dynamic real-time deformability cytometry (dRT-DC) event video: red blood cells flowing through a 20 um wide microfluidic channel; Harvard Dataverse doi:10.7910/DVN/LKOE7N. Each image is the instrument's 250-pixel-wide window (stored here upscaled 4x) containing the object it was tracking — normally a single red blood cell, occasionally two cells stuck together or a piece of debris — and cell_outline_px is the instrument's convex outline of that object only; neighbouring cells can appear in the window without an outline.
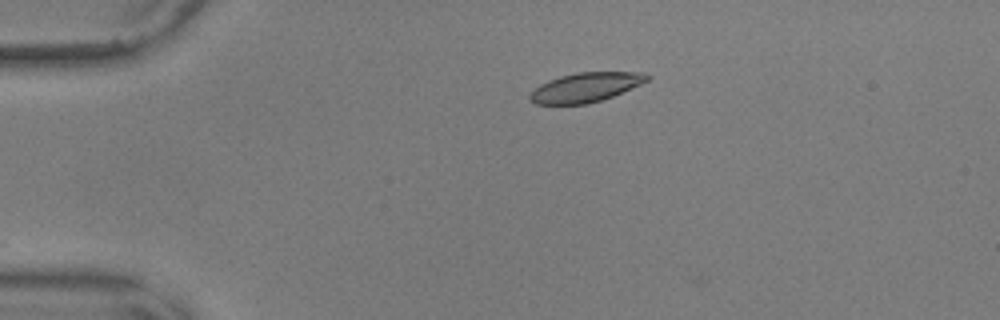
{"species": "common noctule bat (a hibernating species)", "species_latin": "Nyctalus noctula", "temperature_condition": "warm", "stored_images_in_passage": 33, "camera_frame_rate_fps": 3000, "um_per_image_px": 0.085, "animal": {"sex": "male", "body_mass_g": 17.9, "forearm_length_mm": 54.2}, "frame": {"image": 1, "passage_image": 2, "time_ms": 0.333, "image_size_px": [1000, 320], "cell_outline_px": [[652, 76], [648, 80], [640, 84], [612, 96], [588, 104], [536, 104], [528, 96], [540, 84], [548, 80], [560, 76], [576, 72], [644, 72]], "centroid_in_image_um": [49.79, 7.41], "position_along_channel_um": 35.2, "area_um2": 19.88}}
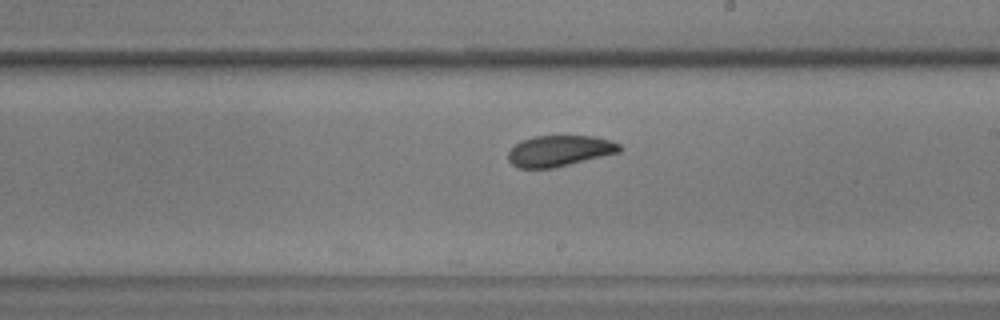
{"frame": {"image": 2, "passage_image": 23, "time_ms": 7.333, "image_size_px": [1000, 320], "cell_outline_px": [[620, 152], [552, 168], [516, 168], [508, 160], [508, 152], [516, 144], [532, 136], [596, 136], [612, 140], [620, 144]], "centroid_in_image_um": [47.55, 12.82], "position_along_channel_um": 241.4, "area_um2": 20.0}}
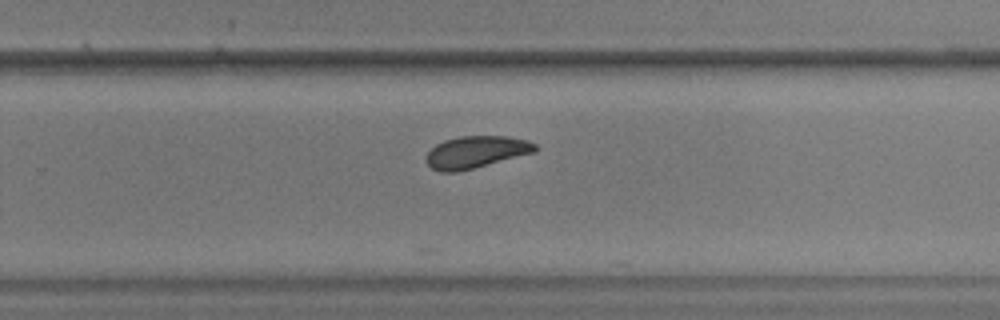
{"frame": {"image": 3, "passage_image": 27, "time_ms": 8.667, "image_size_px": [1000, 320], "cell_outline_px": [[536, 152], [456, 172], [440, 172], [432, 168], [424, 160], [428, 152], [436, 144], [444, 140], [460, 136], [508, 136], [528, 140], [536, 144]], "centroid_in_image_um": [40.45, 12.91], "position_along_channel_um": 289.4, "area_um2": 20.29}}